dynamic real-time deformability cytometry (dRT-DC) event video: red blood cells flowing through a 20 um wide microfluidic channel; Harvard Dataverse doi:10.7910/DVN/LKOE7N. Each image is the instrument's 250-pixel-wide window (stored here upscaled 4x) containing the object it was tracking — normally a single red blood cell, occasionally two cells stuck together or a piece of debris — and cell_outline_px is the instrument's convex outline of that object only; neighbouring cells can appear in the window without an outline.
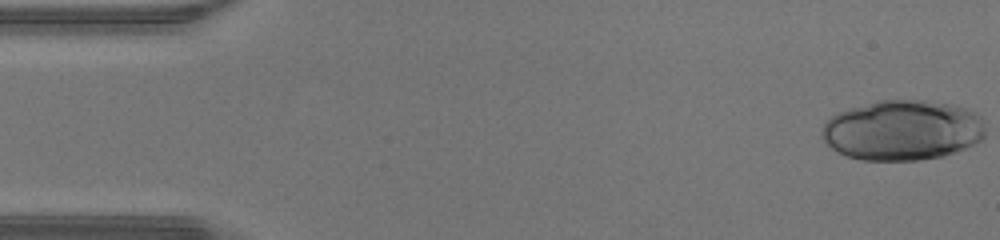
{"species": "human", "species_latin": "Homo sapiens", "temperature_condition": "warm", "stored_images_in_passage": 45, "camera_frame_rate_fps": 3000, "um_per_image_px": 0.085, "donor": {"sex": "male"}, "frame": {"image": 1, "passage_image": 1, "time_ms": 0.0, "image_size_px": [1000, 240], "cell_outline_px": [[984, 136], [980, 140], [956, 152], [944, 156], [920, 160], [860, 160], [848, 156], [832, 148], [820, 136], [820, 132], [824, 124], [836, 112], [876, 100], [928, 100], [948, 104], [964, 108], [976, 112], [984, 120]], "centroid_in_image_um": [76.7, 11.06], "position_along_channel_um": 8.3, "area_um2": 57.63}}